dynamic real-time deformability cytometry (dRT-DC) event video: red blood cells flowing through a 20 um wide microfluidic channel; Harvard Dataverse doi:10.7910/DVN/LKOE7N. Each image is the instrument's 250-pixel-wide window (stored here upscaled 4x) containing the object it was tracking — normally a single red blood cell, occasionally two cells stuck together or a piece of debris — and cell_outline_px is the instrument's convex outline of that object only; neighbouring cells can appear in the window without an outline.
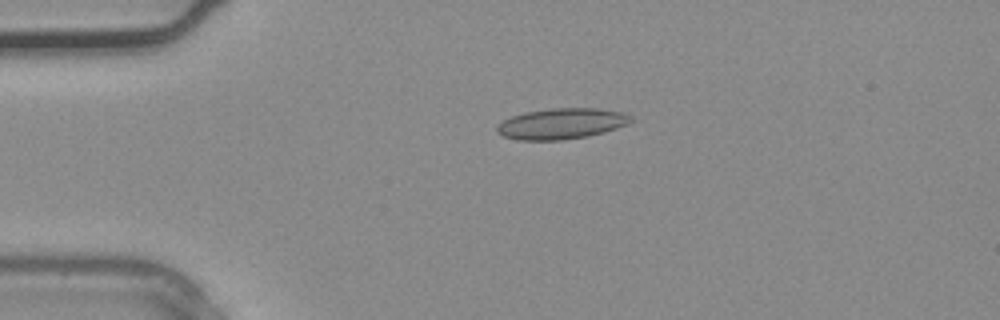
{"species": "common noctule bat (a hibernating species)", "species_latin": "Nyctalus noctula", "temperature_condition": "warm", "stored_images_in_passage": 1, "camera_frame_rate_fps": 3000, "um_per_image_px": 0.085, "animal": {"sex": "male", "body_mass_g": 20.4}, "frame": {"image": 1, "passage_image": 1, "time_ms": 0.0, "image_size_px": [1000, 320], "cell_outline_px": [[636, 120], [628, 124], [604, 132], [588, 136], [564, 140], [516, 140], [504, 136], [496, 132], [496, 124], [512, 116], [524, 112], [552, 108], [596, 108], [624, 112], [632, 116]], "centroid_in_image_um": [47.75, 10.51], "position_along_channel_um": 37.3, "area_um2": 24.33}}